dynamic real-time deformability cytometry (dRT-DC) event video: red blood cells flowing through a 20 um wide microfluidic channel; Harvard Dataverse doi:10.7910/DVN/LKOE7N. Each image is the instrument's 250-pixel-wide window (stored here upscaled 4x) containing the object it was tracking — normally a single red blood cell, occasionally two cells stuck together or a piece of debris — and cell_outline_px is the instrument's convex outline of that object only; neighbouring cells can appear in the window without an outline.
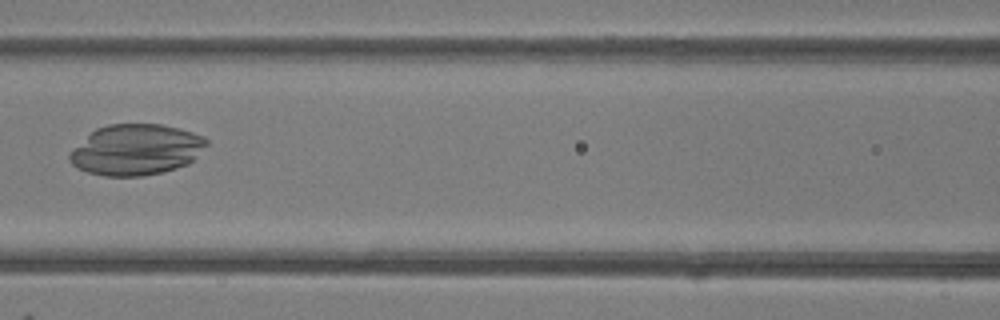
{"species": "common noctule bat (a hibernating species)", "species_latin": "Nyctalus noctula", "temperature_condition": "room temperature", "stored_images_in_passage": 4, "camera_frame_rate_fps": 3000, "um_per_image_px": 0.085, "animal": {"sex": "female"}, "frame": {"image": 1, "passage_image": 4, "time_ms": 3.333, "image_size_px": [1000, 320], "cell_outline_px": [[208, 144], [188, 164], [176, 168], [160, 172], [140, 176], [104, 176], [88, 172], [76, 168], [68, 160], [68, 156], [96, 128], [108, 124], [160, 124], [180, 128], [204, 136], [208, 140]], "centroid_in_image_um": [11.59, 12.72], "position_along_channel_um": 155.0, "area_um2": 40.23}}